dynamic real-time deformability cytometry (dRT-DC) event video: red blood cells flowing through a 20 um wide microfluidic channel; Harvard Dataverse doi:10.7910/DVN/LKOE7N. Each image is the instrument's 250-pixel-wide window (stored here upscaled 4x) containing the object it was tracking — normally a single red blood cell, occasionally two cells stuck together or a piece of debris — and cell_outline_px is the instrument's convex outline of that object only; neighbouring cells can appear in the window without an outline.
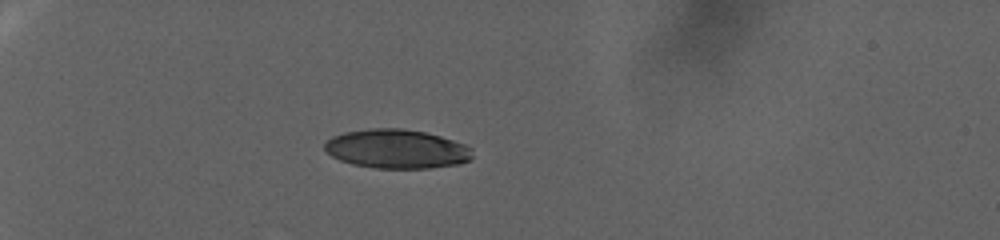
{"species": "human", "species_latin": "Homo sapiens", "temperature_condition": "warm", "stored_images_in_passage": 62, "camera_frame_rate_fps": 3000, "um_per_image_px": 0.085, "donor": {"sex": "female"}, "frame": {"image": 1, "passage_image": 1, "time_ms": 0.0, "image_size_px": [1000, 240], "cell_outline_px": [[472, 160], [460, 164], [428, 168], [376, 168], [352, 164], [340, 160], [332, 156], [324, 148], [324, 144], [332, 136], [344, 132], [372, 128], [404, 128], [424, 132], [440, 136], [464, 144], [472, 148]], "centroid_in_image_um": [33.74, 12.66], "position_along_channel_um": 51.3, "area_um2": 33.7}}
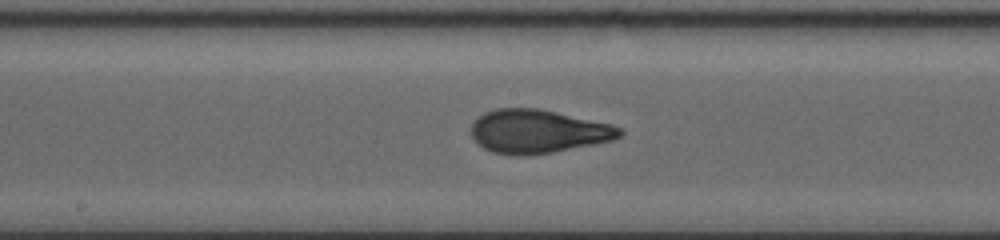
{"frame": {"image": 2, "passage_image": 26, "time_ms": 8.333, "image_size_px": [1000, 240], "cell_outline_px": [[624, 132], [620, 136], [612, 140], [552, 152], [524, 156], [512, 156], [492, 152], [484, 148], [472, 136], [472, 124], [484, 112], [496, 108], [536, 108], [556, 112], [612, 124], [620, 128]], "centroid_in_image_um": [45.71, 11.17], "position_along_channel_um": 202.5, "area_um2": 37.4}}
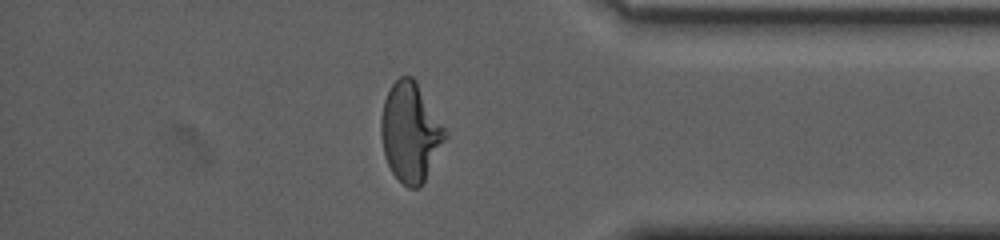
{"frame": {"image": 3, "passage_image": 52, "time_ms": 17.0, "image_size_px": [1000, 240], "cell_outline_px": [[448, 136], [424, 180], [416, 188], [408, 188], [392, 172], [384, 156], [380, 132], [380, 120], [384, 100], [392, 84], [400, 76], [412, 76], [416, 80], [448, 132]], "centroid_in_image_um": [34.88, 11.21], "position_along_channel_um": 400.3, "area_um2": 36.88}, "authors_computed_cell_mechanics": {"area_um2": 36.5874, "velocity_mm_per_s": 2.4087, "shape_relaxation_time_tau1_ms": 8.4513, "shape_relaxation_time_tau2_ms": null, "deformation_change_tau1": 0.2576, "deformation_change_tau2": null}}